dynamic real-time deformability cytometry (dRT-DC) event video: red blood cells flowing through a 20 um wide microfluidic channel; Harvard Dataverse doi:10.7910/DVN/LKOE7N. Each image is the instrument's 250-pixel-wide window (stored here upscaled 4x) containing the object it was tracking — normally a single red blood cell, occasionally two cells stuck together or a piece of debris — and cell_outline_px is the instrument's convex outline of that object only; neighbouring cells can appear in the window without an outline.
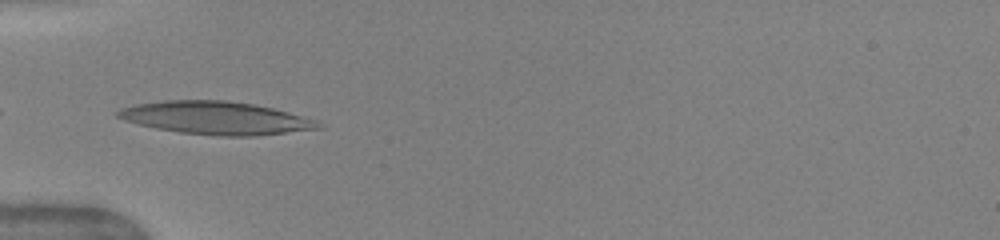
{"species": "human", "species_latin": "Homo sapiens", "temperature_condition": "warm", "stored_images_in_passage": 28, "camera_frame_rate_fps": 3000, "um_per_image_px": 0.085, "donor": {"sex": "female"}, "frame": {"image": 1, "passage_image": 1, "time_ms": 0.0, "image_size_px": [1000, 240], "cell_outline_px": [[324, 128], [256, 136], [220, 136], [180, 132], [156, 128], [124, 120], [116, 116], [116, 112], [120, 108], [136, 104], [164, 100], [228, 100], [252, 104], [272, 108], [320, 120], [324, 124]], "centroid_in_image_um": [18.41, 10.03], "position_along_channel_um": 66.6, "area_um2": 38.61}, "authors_computed_cell_mechanics": {"area_um2": 34.391, "velocity_mm_per_s": 4.0089, "shape_relaxation_time_tau1_ms": 4.895, "shape_relaxation_time_tau2_ms": 1.5245, "deformation_change_tau1": 0.2218, "deformation_change_tau2": 0.1051}}